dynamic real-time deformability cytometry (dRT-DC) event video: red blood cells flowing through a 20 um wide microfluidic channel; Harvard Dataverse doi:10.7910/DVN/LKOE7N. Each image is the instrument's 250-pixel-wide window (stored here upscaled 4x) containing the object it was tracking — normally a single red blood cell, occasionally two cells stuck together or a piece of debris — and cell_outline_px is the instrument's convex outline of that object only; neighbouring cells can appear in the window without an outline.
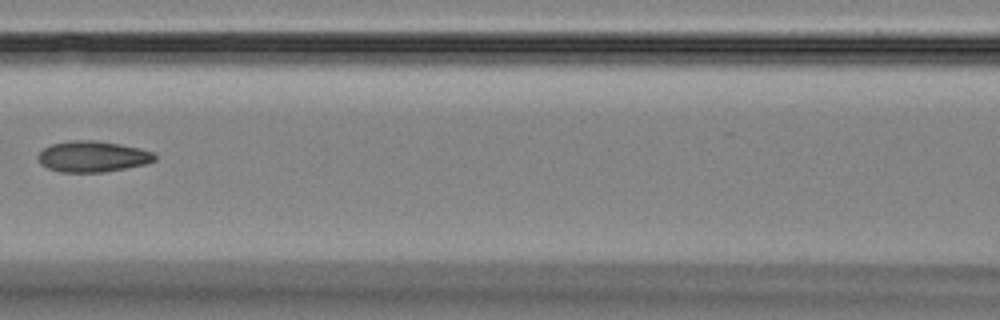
{"species": "Egyptian fruit bat (a non-hibernating species)", "species_latin": "Rousettus aegyptiacus", "temperature_condition": "room temperature", "stored_images_in_passage": 6, "camera_frame_rate_fps": 3000, "um_per_image_px": 0.085, "animal": {"sex": "female"}, "frame": {"image": 1, "passage_image": 4, "time_ms": 3.667, "image_size_px": [1000, 320], "cell_outline_px": [[156, 160], [144, 164], [104, 172], [60, 172], [48, 168], [40, 164], [36, 156], [44, 148], [52, 144], [72, 140], [92, 140], [120, 144], [140, 148], [152, 152], [156, 156]], "centroid_in_image_um": [7.84, 13.3], "position_along_channel_um": 158.8, "area_um2": 20.98}}
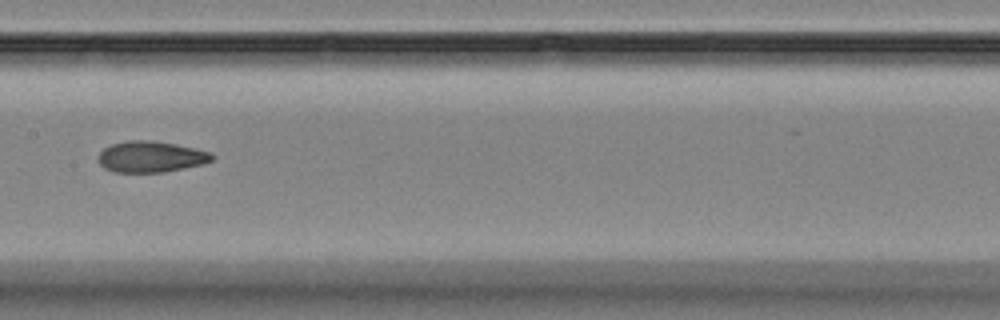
{"frame": {"image": 2, "passage_image": 5, "time_ms": 4.667, "image_size_px": [1000, 320], "cell_outline_px": [[216, 156], [212, 160], [204, 164], [184, 168], [160, 172], [112, 172], [104, 168], [96, 160], [100, 152], [104, 148], [112, 144], [128, 140], [152, 140], [176, 144], [196, 148], [212, 152]], "centroid_in_image_um": [12.83, 13.32], "position_along_channel_um": 194.6, "area_um2": 20.87}}
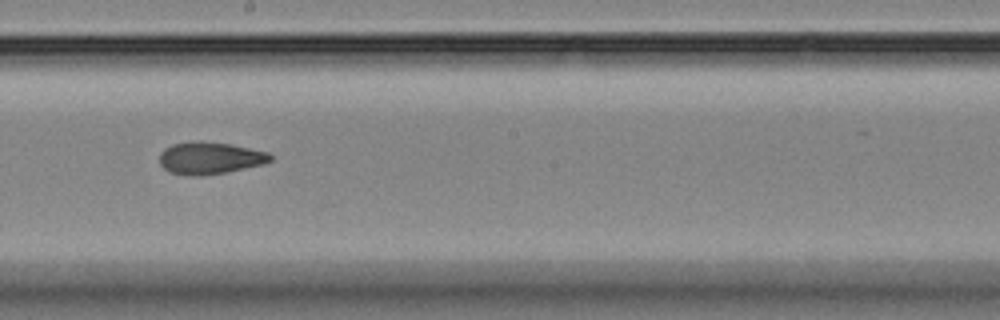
{"frame": {"image": 3, "passage_image": 6, "time_ms": 5.667, "image_size_px": [1000, 320], "cell_outline_px": [[272, 160], [264, 164], [224, 172], [200, 176], [168, 172], [160, 164], [160, 152], [164, 148], [172, 144], [192, 140], [200, 140], [232, 144], [268, 152], [272, 156]], "centroid_in_image_um": [17.83, 13.41], "position_along_channel_um": 230.4, "area_um2": 20.87}}